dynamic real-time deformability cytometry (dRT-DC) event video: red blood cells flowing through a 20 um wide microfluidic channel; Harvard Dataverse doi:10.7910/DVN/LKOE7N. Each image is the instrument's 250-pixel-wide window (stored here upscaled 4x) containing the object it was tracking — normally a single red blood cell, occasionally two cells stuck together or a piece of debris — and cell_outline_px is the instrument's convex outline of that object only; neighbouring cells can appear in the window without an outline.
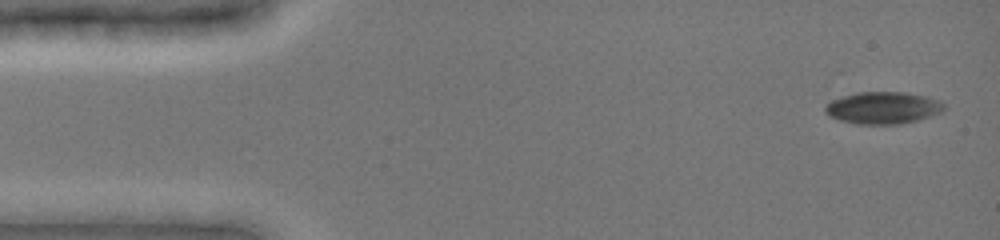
{"species": "common noctule bat (a hibernating species)", "species_latin": "Nyctalus noctula", "temperature_condition": "cold", "stored_images_in_passage": 15, "camera_frame_rate_fps": 3000, "um_per_image_px": 0.085, "animal": {"sex": "female", "body_mass_g": 19.0, "forearm_length_mm": 51.5}, "frame": {"image": 1, "passage_image": 1, "time_ms": 0.0, "image_size_px": [1000, 240], "cell_outline_px": [[944, 108], [940, 112], [916, 120], [900, 124], [856, 124], [840, 120], [828, 116], [824, 112], [824, 108], [832, 100], [856, 92], [904, 92], [924, 96], [940, 100], [944, 104]], "centroid_in_image_um": [75.02, 9.16], "position_along_channel_um": 10.0, "area_um2": 22.02}}
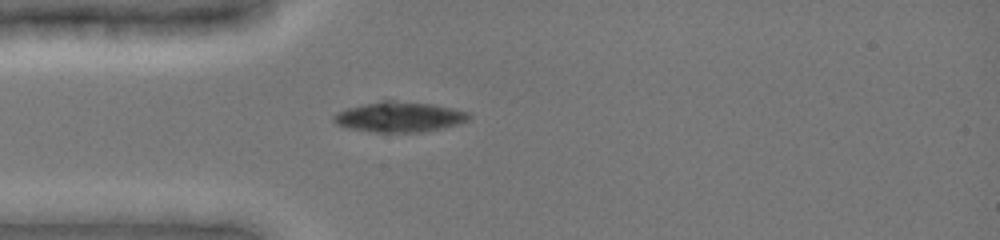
{"frame": {"image": 2, "passage_image": 11, "time_ms": 3.667, "image_size_px": [1000, 240], "cell_outline_px": [[472, 116], [468, 120], [456, 124], [440, 128], [420, 132], [376, 132], [348, 128], [336, 124], [332, 120], [332, 116], [336, 112], [348, 108], [380, 100], [392, 100], [432, 104], [452, 108], [468, 112]], "centroid_in_image_um": [33.91, 9.93], "position_along_channel_um": 51.1, "area_um2": 23.7}}
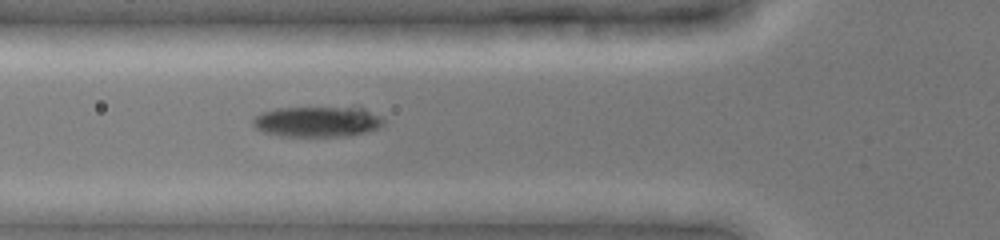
{"frame": {"image": 3, "passage_image": 15, "time_ms": 5.0, "image_size_px": [1000, 240], "cell_outline_px": [[384, 124], [380, 128], [348, 136], [280, 136], [264, 132], [256, 128], [252, 124], [252, 120], [260, 112], [276, 108], [356, 104], [380, 116], [384, 120]], "centroid_in_image_um": [27.02, 10.28], "position_along_channel_um": 98.8, "area_um2": 24.45}}